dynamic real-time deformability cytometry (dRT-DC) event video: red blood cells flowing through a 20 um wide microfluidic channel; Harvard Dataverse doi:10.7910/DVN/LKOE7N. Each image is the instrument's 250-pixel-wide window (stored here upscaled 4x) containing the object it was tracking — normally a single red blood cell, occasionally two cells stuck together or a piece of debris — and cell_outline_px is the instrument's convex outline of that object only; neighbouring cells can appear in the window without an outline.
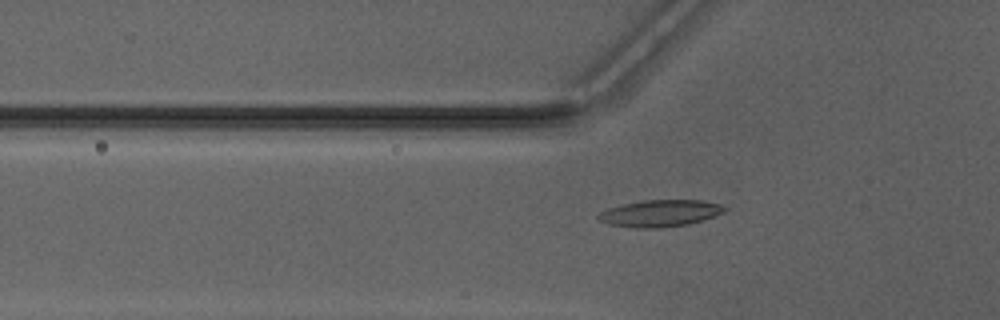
{"species": "Egyptian fruit bat (a non-hibernating species)", "species_latin": "Rousettus aegyptiacus", "temperature_condition": "warm", "stored_images_in_passage": 38, "camera_frame_rate_fps": 3000, "um_per_image_px": 0.085, "animal": {"sex": "male"}, "frame": {"image": 1, "passage_image": 9, "time_ms": 2.667, "image_size_px": [1000, 320], "cell_outline_px": [[728, 208], [724, 212], [688, 224], [656, 228], [636, 228], [608, 224], [600, 220], [596, 216], [600, 212], [608, 208], [624, 204], [644, 200], [700, 200], [720, 204]], "centroid_in_image_um": [56.08, 18.12], "position_along_channel_um": 69.7, "area_um2": 19.48}}
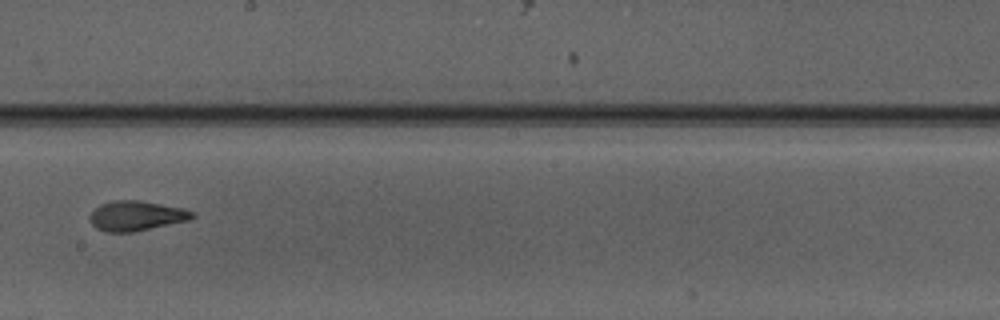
{"frame": {"image": 2, "passage_image": 21, "time_ms": 6.667, "image_size_px": [1000, 320], "cell_outline_px": [[196, 216], [188, 220], [132, 232], [104, 232], [96, 228], [92, 224], [92, 212], [100, 204], [112, 200], [140, 200], [180, 208], [192, 212]], "centroid_in_image_um": [11.56, 18.34], "position_along_channel_um": 236.6, "area_um2": 17.46}}
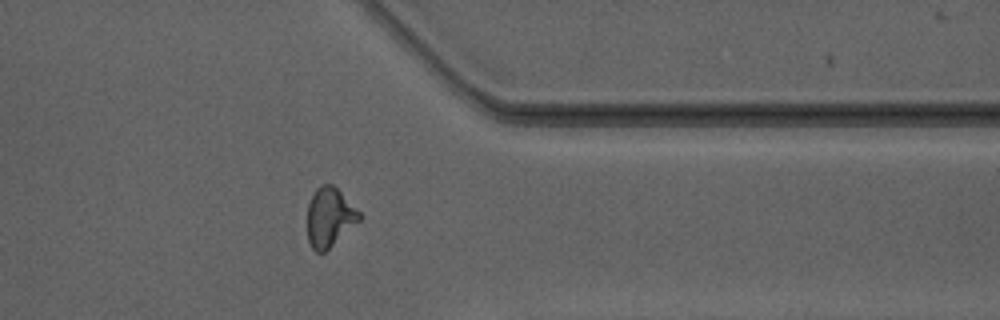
{"frame": {"image": 3, "passage_image": 32, "time_ms": 10.333, "image_size_px": [1000, 320], "cell_outline_px": [[360, 220], [324, 252], [316, 252], [312, 248], [308, 240], [308, 204], [316, 188], [320, 184], [332, 184], [360, 212]], "centroid_in_image_um": [27.99, 18.46], "position_along_channel_um": 383.4, "area_um2": 17.51}}